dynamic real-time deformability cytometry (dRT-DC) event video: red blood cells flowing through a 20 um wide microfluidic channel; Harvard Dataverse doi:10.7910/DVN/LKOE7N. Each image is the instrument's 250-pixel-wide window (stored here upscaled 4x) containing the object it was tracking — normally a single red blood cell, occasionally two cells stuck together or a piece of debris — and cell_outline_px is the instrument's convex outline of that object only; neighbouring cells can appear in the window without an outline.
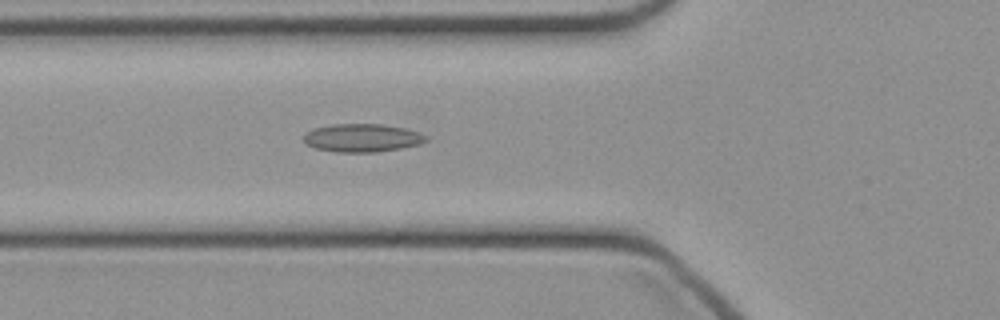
{"species": "common noctule bat (a hibernating species)", "species_latin": "Nyctalus noctula", "temperature_condition": "cold", "stored_images_in_passage": 47, "camera_frame_rate_fps": 3000, "um_per_image_px": 0.085, "animal": {"sex": "female", "body_mass_g": 21.9}, "frame": {"image": 1, "passage_image": 17, "time_ms": 5.333, "image_size_px": [1000, 320], "cell_outline_px": [[428, 140], [420, 144], [400, 148], [376, 152], [336, 152], [316, 148], [304, 144], [304, 136], [312, 128], [332, 124], [384, 124], [404, 128], [420, 132], [428, 136]], "centroid_in_image_um": [30.8, 11.71], "position_along_channel_um": 95.0, "area_um2": 20.17}}
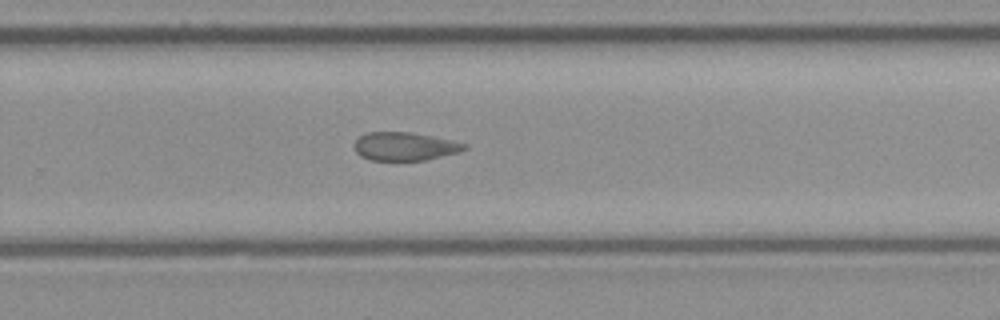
{"frame": {"image": 2, "passage_image": 31, "time_ms": 10.0, "image_size_px": [1000, 320], "cell_outline_px": [[468, 148], [460, 152], [424, 160], [368, 160], [360, 156], [356, 152], [352, 144], [360, 136], [368, 132], [412, 132], [452, 140], [468, 144]], "centroid_in_image_um": [34.4, 12.44], "position_along_channel_um": 295.4, "area_um2": 18.32}}
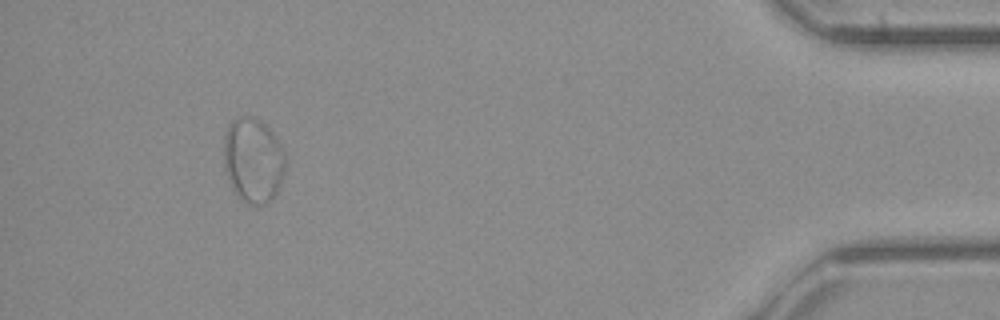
{"frame": {"image": 3, "passage_image": 44, "time_ms": 14.333, "image_size_px": [1000, 320], "cell_outline_px": [[284, 172], [280, 184], [276, 192], [264, 204], [252, 204], [244, 200], [232, 188], [224, 164], [224, 136], [228, 124], [236, 116], [248, 116], [260, 120], [276, 136], [284, 152]], "centroid_in_image_um": [21.5, 13.56], "position_along_channel_um": 413.7, "area_um2": 30.0}}